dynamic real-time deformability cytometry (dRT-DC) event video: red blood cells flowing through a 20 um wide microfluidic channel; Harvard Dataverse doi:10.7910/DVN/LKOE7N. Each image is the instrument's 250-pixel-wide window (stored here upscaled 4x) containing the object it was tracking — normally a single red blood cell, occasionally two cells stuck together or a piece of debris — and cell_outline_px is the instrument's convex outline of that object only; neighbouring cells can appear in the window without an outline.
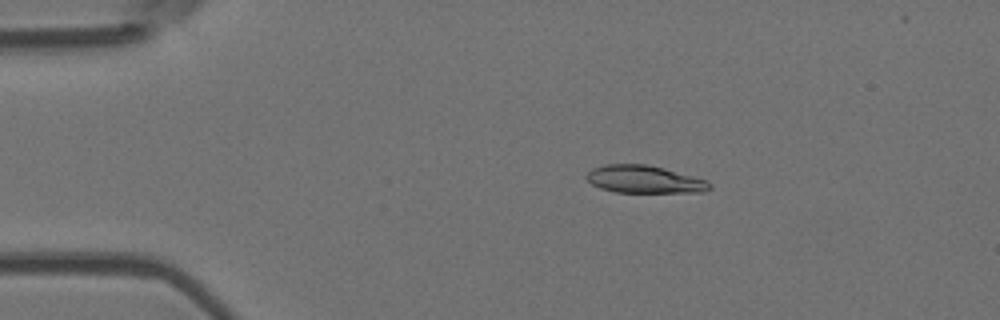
{"species": "Egyptian fruit bat (a non-hibernating species)", "species_latin": "Rousettus aegyptiacus", "temperature_condition": "room temperature", "stored_images_in_passage": 6, "camera_frame_rate_fps": 3000, "um_per_image_px": 0.085, "animal": {"sex": "female"}, "frame": {"image": 1, "passage_image": 1, "time_ms": 0.0, "image_size_px": [1000, 320], "cell_outline_px": [[712, 188], [704, 192], [616, 192], [600, 188], [592, 184], [584, 176], [592, 168], [604, 164], [648, 164], [664, 168], [704, 180], [712, 184]], "centroid_in_image_um": [54.73, 15.24], "position_along_channel_um": 30.3, "area_um2": 19.71}}
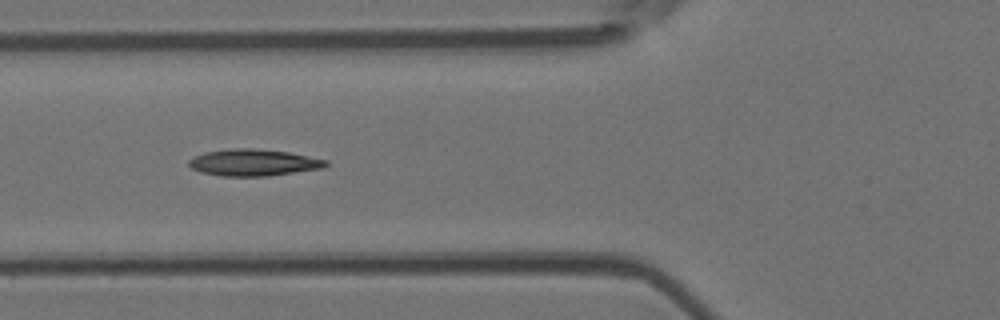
{"frame": {"image": 2, "passage_image": 4, "time_ms": 3.333, "image_size_px": [1000, 320], "cell_outline_px": [[328, 164], [324, 168], [268, 176], [220, 176], [200, 172], [192, 168], [188, 164], [188, 160], [196, 156], [208, 152], [232, 148], [252, 148], [288, 152], [328, 160]], "centroid_in_image_um": [21.57, 13.82], "position_along_channel_um": 104.2, "area_um2": 21.21}}
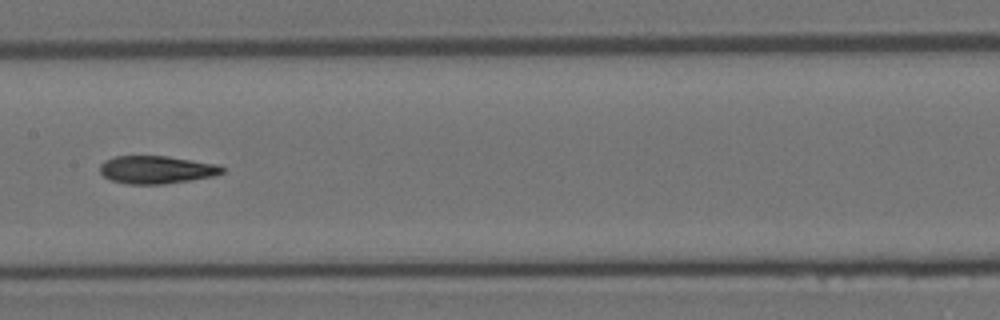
{"frame": {"image": 3, "passage_image": 6, "time_ms": 5.667, "image_size_px": [1000, 320], "cell_outline_px": [[224, 172], [216, 176], [164, 184], [128, 184], [112, 180], [104, 176], [100, 172], [100, 164], [104, 160], [112, 156], [168, 156], [220, 164], [224, 168]], "centroid_in_image_um": [13.33, 14.41], "position_along_channel_um": 194.1, "area_um2": 20.06}}